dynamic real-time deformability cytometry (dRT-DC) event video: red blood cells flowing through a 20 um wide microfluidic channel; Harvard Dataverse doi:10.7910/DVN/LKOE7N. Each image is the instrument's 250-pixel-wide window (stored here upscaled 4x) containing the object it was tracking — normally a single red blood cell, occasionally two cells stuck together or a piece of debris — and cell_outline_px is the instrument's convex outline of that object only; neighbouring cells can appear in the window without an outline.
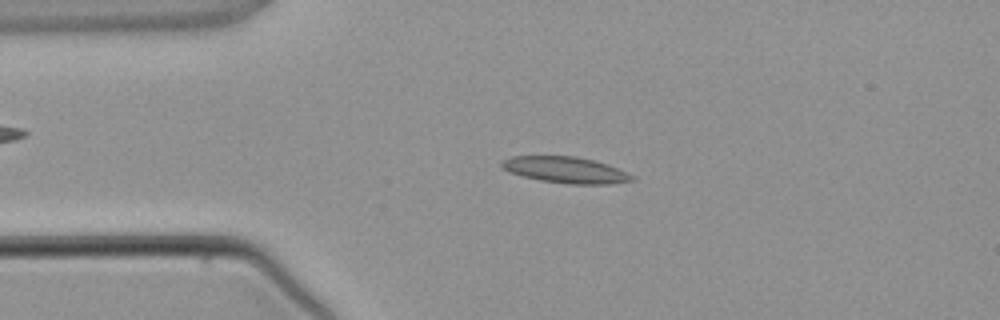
{"species": "common noctule bat (a hibernating species)", "species_latin": "Nyctalus noctula", "temperature_condition": "warm", "stored_images_in_passage": 4, "camera_frame_rate_fps": 3000, "um_per_image_px": 0.085, "animal": {"sex": "male", "body_mass_g": 21.5, "forearm_length_mm": 52.0}, "frame": {"image": 1, "passage_image": 2, "time_ms": 1.333, "image_size_px": [1000, 320], "cell_outline_px": [[636, 180], [612, 184], [568, 184], [540, 180], [508, 172], [500, 164], [500, 160], [512, 156], [576, 156], [608, 164], [636, 176]], "centroid_in_image_um": [48.1, 14.44], "position_along_channel_um": 36.9, "area_um2": 20.06}}
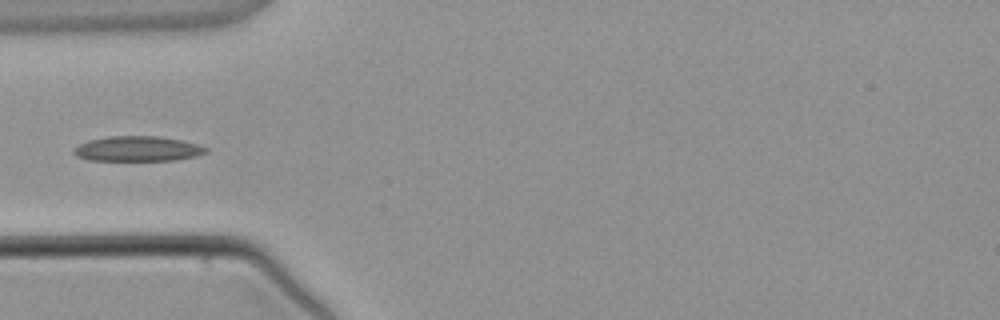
{"frame": {"image": 2, "passage_image": 3, "time_ms": 2.667, "image_size_px": [1000, 320], "cell_outline_px": [[208, 152], [196, 156], [176, 160], [88, 160], [76, 156], [72, 152], [72, 148], [88, 140], [108, 136], [156, 136], [184, 140], [208, 148]], "centroid_in_image_um": [11.68, 12.64], "position_along_channel_um": 73.3, "area_um2": 19.42}}
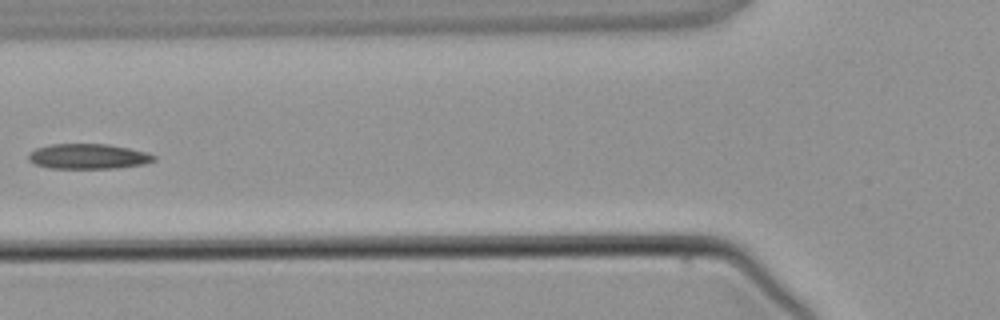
{"frame": {"image": 3, "passage_image": 4, "time_ms": 3.667, "image_size_px": [1000, 320], "cell_outline_px": [[156, 160], [144, 164], [116, 168], [48, 168], [32, 164], [28, 160], [28, 152], [36, 148], [48, 144], [108, 144], [128, 148], [144, 152], [156, 156]], "centroid_in_image_um": [7.43, 13.29], "position_along_channel_um": 118.4, "area_um2": 18.5}}